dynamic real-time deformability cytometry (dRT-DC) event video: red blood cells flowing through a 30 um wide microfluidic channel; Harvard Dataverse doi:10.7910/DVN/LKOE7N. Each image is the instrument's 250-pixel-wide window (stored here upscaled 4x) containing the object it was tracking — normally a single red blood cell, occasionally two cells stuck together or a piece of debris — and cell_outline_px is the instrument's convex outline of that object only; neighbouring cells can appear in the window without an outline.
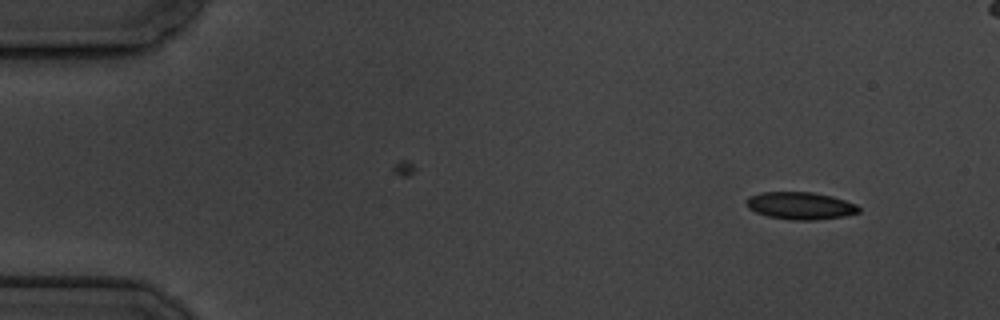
{"species": "common noctule bat (a hibernating species)", "species_latin": "Nyctalus noctula", "temperature_condition": "cold", "stored_images_in_passage": 8, "camera_frame_rate_fps": 3000, "um_per_image_px": 0.085, "animal": {"sex": "male", "body_mass_g": 19.5, "forearm_length_mm": 54.6}, "frame": {"image": 1, "passage_image": 1, "time_ms": 0.0, "image_size_px": [1000, 320], "cell_outline_px": [[860, 212], [844, 216], [812, 220], [792, 220], [768, 216], [756, 212], [748, 208], [744, 200], [748, 196], [760, 192], [812, 192], [832, 196], [856, 204], [860, 208]], "centroid_in_image_um": [68.0, 17.48], "position_along_channel_um": 17.0, "area_um2": 17.98}}
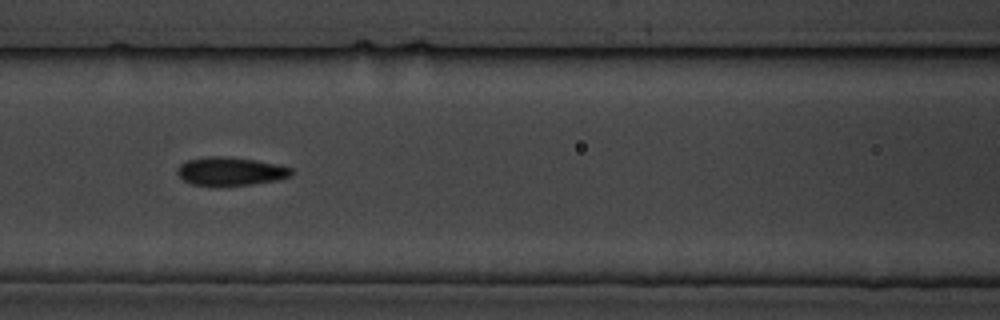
{"frame": {"image": 2, "passage_image": 7, "time_ms": 6.667, "image_size_px": [1000, 320], "cell_outline_px": [[292, 176], [276, 180], [252, 184], [216, 188], [192, 184], [184, 180], [176, 172], [176, 168], [180, 164], [188, 160], [204, 156], [224, 156], [256, 160], [276, 164], [292, 168]], "centroid_in_image_um": [19.55, 14.58], "position_along_channel_um": 147.1, "area_um2": 19.36}}
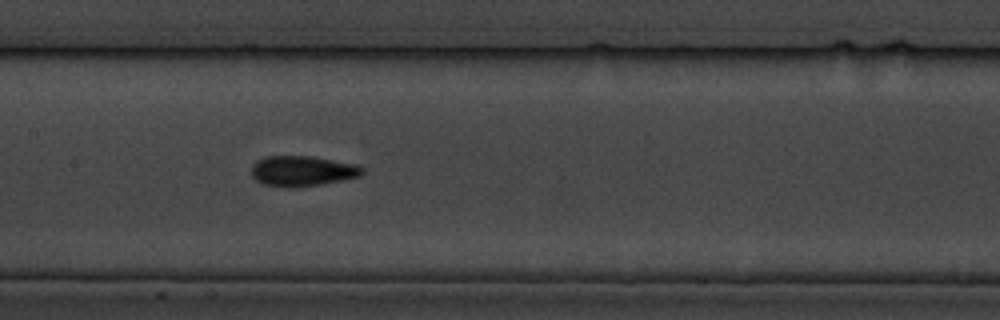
{"frame": {"image": 3, "passage_image": 8, "time_ms": 7.667, "image_size_px": [1000, 320], "cell_outline_px": [[364, 172], [360, 176], [344, 180], [320, 184], [292, 188], [288, 188], [264, 184], [256, 180], [252, 176], [252, 164], [256, 160], [264, 156], [312, 156], [356, 164], [364, 168]], "centroid_in_image_um": [25.69, 14.53], "position_along_channel_um": 181.7, "area_um2": 19.77}}